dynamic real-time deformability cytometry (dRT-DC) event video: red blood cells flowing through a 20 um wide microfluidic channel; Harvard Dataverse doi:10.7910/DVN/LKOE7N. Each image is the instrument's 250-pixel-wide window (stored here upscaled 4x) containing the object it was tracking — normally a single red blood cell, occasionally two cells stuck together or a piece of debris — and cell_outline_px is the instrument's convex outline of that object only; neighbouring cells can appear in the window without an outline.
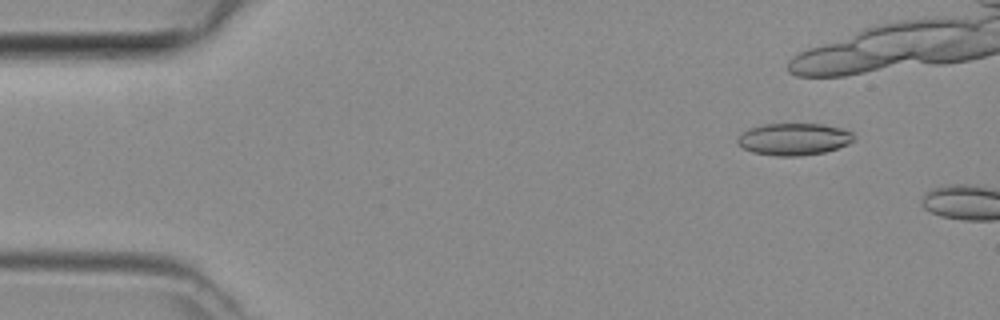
{"species": "common noctule bat (a hibernating species)", "species_latin": "Nyctalus noctula", "temperature_condition": "room temperature", "stored_images_in_passage": 2, "camera_frame_rate_fps": 3000, "um_per_image_px": 0.085, "animal": {"sex": "female", "body_mass_g": 29.2, "forearm_length_mm": 56.3}, "frame": {"image": 1, "passage_image": 1, "time_ms": 0.0, "image_size_px": [1000, 320], "cell_outline_px": [[856, 140], [848, 144], [824, 152], [800, 156], [776, 156], [752, 152], [744, 148], [736, 140], [748, 128], [764, 124], [824, 124], [840, 128], [852, 132]], "centroid_in_image_um": [67.5, 11.83], "position_along_channel_um": 17.5, "area_um2": 21.62}}